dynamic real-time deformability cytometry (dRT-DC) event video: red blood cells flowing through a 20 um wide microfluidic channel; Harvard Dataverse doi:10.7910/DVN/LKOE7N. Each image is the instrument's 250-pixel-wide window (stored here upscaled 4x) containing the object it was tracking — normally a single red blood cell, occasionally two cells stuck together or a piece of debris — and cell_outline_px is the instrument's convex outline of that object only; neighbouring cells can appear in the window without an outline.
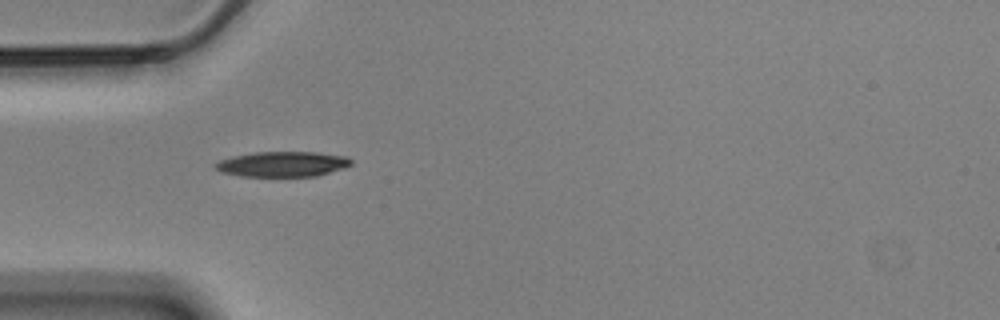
{"species": "Egyptian fruit bat (a non-hibernating species)", "species_latin": "Rousettus aegyptiacus", "temperature_condition": "cold", "stored_images_in_passage": 41, "camera_frame_rate_fps": 3000, "um_per_image_px": 0.085, "animal": {"sex": "male"}, "frame": {"image": 1, "passage_image": 1, "time_ms": 0.0, "image_size_px": [1000, 320], "cell_outline_px": [[352, 164], [344, 168], [316, 176], [240, 176], [224, 172], [216, 168], [212, 164], [220, 160], [236, 156], [256, 152], [316, 152], [348, 156], [352, 160]], "centroid_in_image_um": [24.07, 13.94], "position_along_channel_um": 60.9, "area_um2": 19.83}}
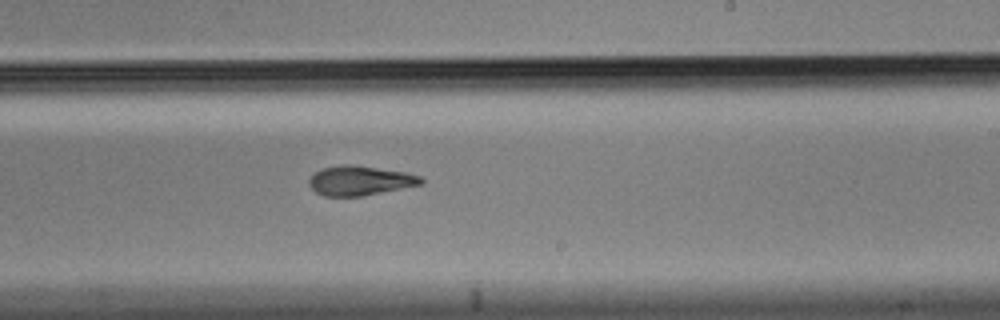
{"frame": {"image": 2, "passage_image": 18, "time_ms": 5.667, "image_size_px": [1000, 320], "cell_outline_px": [[424, 184], [364, 196], [324, 196], [316, 192], [308, 184], [308, 180], [316, 172], [324, 168], [344, 164], [352, 164], [404, 172], [420, 176], [424, 180]], "centroid_in_image_um": [30.62, 15.36], "position_along_channel_um": 258.4, "area_um2": 19.25}}
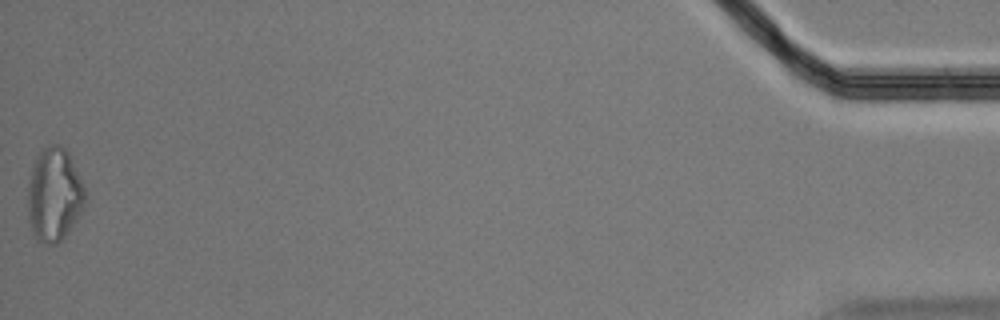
{"frame": {"image": 3, "passage_image": 41, "time_ms": 13.333, "image_size_px": [1000, 320], "cell_outline_px": [[88, 196], [76, 220], [64, 236], [56, 244], [44, 244], [36, 240], [32, 232], [28, 220], [28, 180], [32, 164], [40, 148], [48, 144], [60, 144], [68, 152], [88, 192]], "centroid_in_image_um": [4.6, 16.51], "position_along_channel_um": 430.6, "area_um2": 31.85}, "authors_computed_cell_mechanics": {"area_um2": 20.1722, "velocity_mm_per_s": 3.5015, "shape_relaxation_time_tau1_ms": 3.2533, "shape_relaxation_time_tau2_ms": 3.535, "deformation_change_tau1": 0.1294, "deformation_change_tau2": 0.1124}}